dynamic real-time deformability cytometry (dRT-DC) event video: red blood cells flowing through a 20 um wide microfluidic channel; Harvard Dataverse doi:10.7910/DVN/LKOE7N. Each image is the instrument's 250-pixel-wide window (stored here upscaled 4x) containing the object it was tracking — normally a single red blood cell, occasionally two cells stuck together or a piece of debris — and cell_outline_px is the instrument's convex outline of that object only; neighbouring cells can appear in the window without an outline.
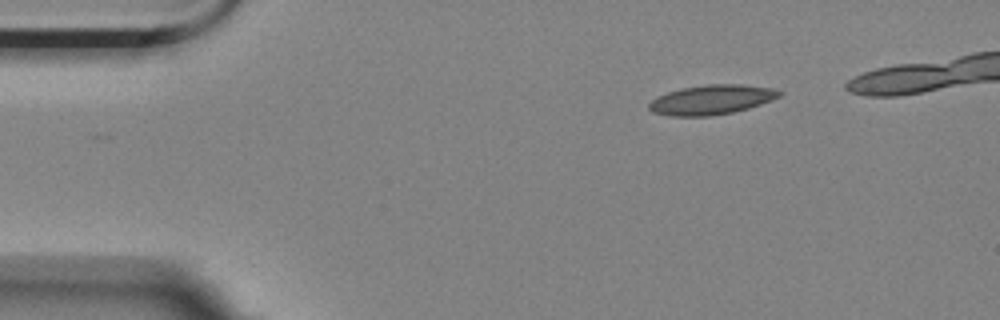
{"species": "Egyptian fruit bat (a non-hibernating species)", "species_latin": "Rousettus aegyptiacus", "temperature_condition": "room temperature", "stored_images_in_passage": 4, "camera_frame_rate_fps": 3000, "um_per_image_px": 0.085, "animal": {"sex": "female"}, "frame": {"image": 1, "passage_image": 4, "time_ms": 1.0, "image_size_px": [1000, 320], "cell_outline_px": [[784, 92], [780, 96], [772, 100], [748, 108], [732, 112], [708, 116], [672, 116], [652, 112], [648, 108], [648, 104], [656, 96], [680, 88], [708, 84], [744, 84], [772, 88]], "centroid_in_image_um": [60.47, 8.47], "position_along_channel_um": 24.5, "area_um2": 22.54}}